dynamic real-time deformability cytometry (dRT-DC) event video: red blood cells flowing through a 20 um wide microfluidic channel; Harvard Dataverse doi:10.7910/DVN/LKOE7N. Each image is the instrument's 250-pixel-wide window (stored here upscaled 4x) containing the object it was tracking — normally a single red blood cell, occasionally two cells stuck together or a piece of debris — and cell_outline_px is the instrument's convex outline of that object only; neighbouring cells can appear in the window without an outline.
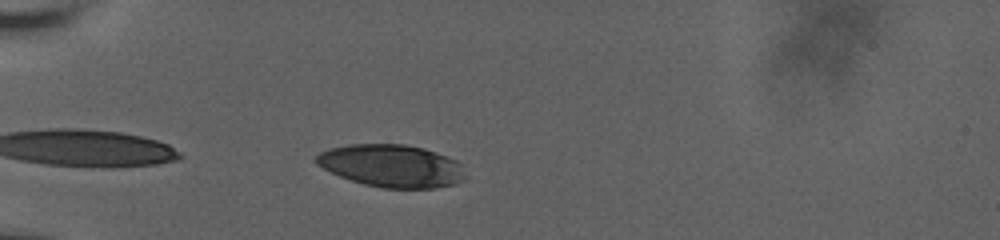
{"species": "human", "species_latin": "Homo sapiens", "temperature_condition": "room temperature", "stored_images_in_passage": 6, "camera_frame_rate_fps": 3000, "um_per_image_px": 0.085, "donor": {"sex": "male"}, "frame": {"image": 1, "passage_image": 3, "time_ms": 1.0, "image_size_px": [1000, 240], "cell_outline_px": [[464, 180], [456, 184], [436, 188], [384, 188], [364, 184], [340, 176], [316, 164], [312, 160], [320, 152], [328, 148], [348, 144], [404, 144], [424, 148], [448, 156], [456, 160], [460, 164]], "centroid_in_image_um": [33.26, 14.09], "position_along_channel_um": 51.7, "area_um2": 36.99}}
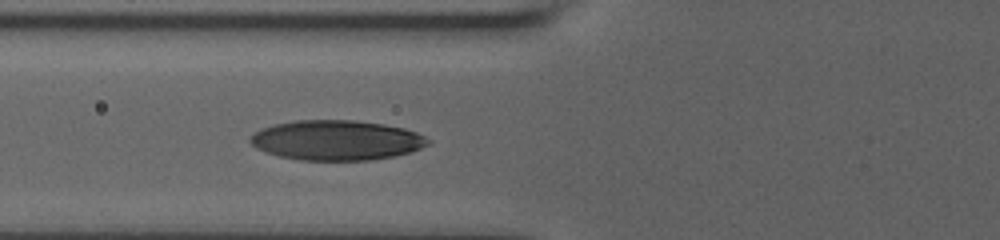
{"frame": {"image": 2, "passage_image": 6, "time_ms": 3.0, "image_size_px": [1000, 240], "cell_outline_px": [[432, 140], [428, 144], [420, 148], [396, 156], [372, 160], [300, 160], [280, 156], [256, 148], [248, 140], [260, 128], [276, 124], [296, 120], [356, 120], [384, 124], [404, 128], [416, 132]], "centroid_in_image_um": [28.62, 11.91], "position_along_channel_um": 97.2, "area_um2": 41.33}}